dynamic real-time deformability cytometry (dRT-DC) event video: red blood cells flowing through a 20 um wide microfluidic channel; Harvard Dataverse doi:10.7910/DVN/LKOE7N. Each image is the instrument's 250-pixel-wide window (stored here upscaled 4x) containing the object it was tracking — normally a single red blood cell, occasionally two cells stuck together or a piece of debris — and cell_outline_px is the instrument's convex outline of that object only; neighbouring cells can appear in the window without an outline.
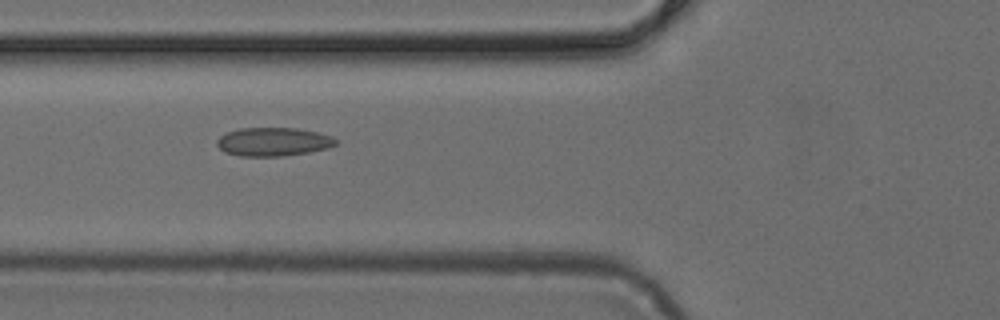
{"species": "common noctule bat (a hibernating species)", "species_latin": "Nyctalus noctula", "temperature_condition": "cold", "stored_images_in_passage": 6, "camera_frame_rate_fps": 3000, "um_per_image_px": 0.085, "animal": {"sex": "female", "body_mass_g": 24.6, "forearm_length_mm": 56.2}, "frame": {"image": 1, "passage_image": 4, "time_ms": 1.0, "image_size_px": [1000, 320], "cell_outline_px": [[336, 144], [328, 148], [308, 152], [280, 156], [240, 156], [224, 152], [216, 144], [216, 140], [220, 136], [228, 132], [240, 128], [296, 128], [316, 132], [332, 136], [336, 140]], "centroid_in_image_um": [23.2, 12.05], "position_along_channel_um": 102.6, "area_um2": 19.65}}
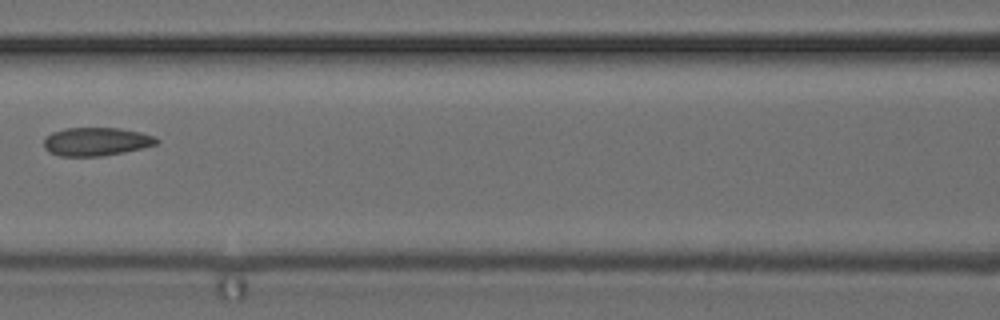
{"frame": {"image": 2, "passage_image": 5, "time_ms": 1.333, "image_size_px": [1000, 320], "cell_outline_px": [[160, 140], [156, 144], [124, 152], [100, 156], [60, 156], [48, 152], [44, 148], [44, 140], [52, 132], [64, 128], [120, 128], [140, 132], [156, 136]], "centroid_in_image_um": [8.17, 12.03], "position_along_channel_um": 158.4, "area_um2": 18.61}}
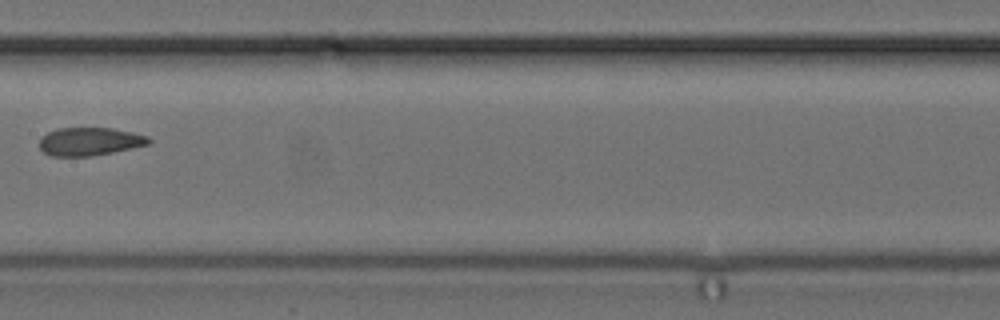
{"frame": {"image": 3, "passage_image": 6, "time_ms": 1.667, "image_size_px": [1000, 320], "cell_outline_px": [[152, 140], [148, 144], [132, 148], [92, 156], [52, 156], [44, 152], [40, 148], [40, 140], [48, 132], [60, 128], [112, 128], [132, 132], [148, 136]], "centroid_in_image_um": [7.64, 12.03], "position_along_channel_um": 199.8, "area_um2": 17.74}}